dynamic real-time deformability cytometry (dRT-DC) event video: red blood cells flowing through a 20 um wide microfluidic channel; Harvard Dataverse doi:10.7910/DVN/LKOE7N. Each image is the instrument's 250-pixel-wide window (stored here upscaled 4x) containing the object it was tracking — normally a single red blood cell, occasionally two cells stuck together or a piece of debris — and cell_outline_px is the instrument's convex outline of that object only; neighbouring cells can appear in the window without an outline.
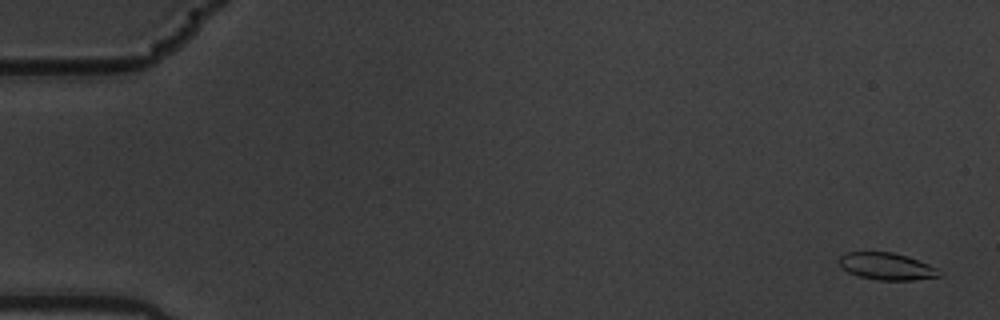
{"species": "common noctule bat (a hibernating species)", "species_latin": "Nyctalus noctula", "temperature_condition": "warm", "stored_images_in_passage": 10, "camera_frame_rate_fps": 3000, "um_per_image_px": 0.085, "animal": {"sex": "male", "body_mass_g": 19.5, "forearm_length_mm": 54.6}, "frame": {"image": 1, "passage_image": 1, "time_ms": 0.0, "image_size_px": [1000, 320], "cell_outline_px": [[940, 276], [912, 280], [880, 280], [860, 276], [848, 272], [840, 264], [840, 256], [844, 252], [892, 252], [908, 256], [928, 264], [936, 268], [940, 272]], "centroid_in_image_um": [75.37, 22.63], "position_along_channel_um": 9.6, "area_um2": 15.55}}
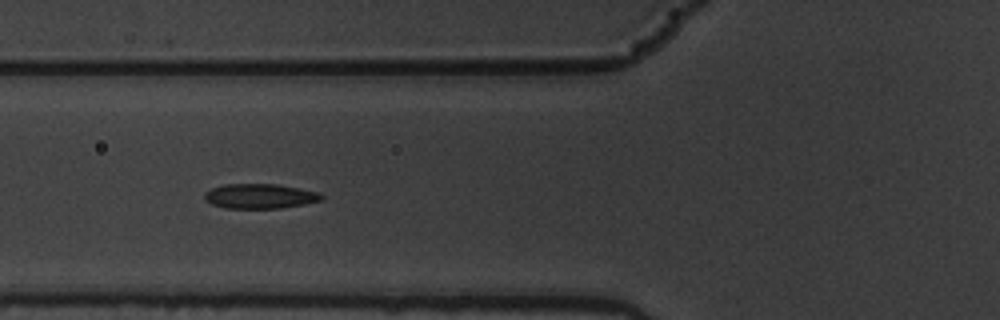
{"frame": {"image": 2, "passage_image": 7, "time_ms": 2.0, "image_size_px": [1000, 320], "cell_outline_px": [[324, 200], [304, 204], [280, 208], [224, 208], [212, 204], [204, 200], [204, 192], [212, 188], [224, 184], [276, 184], [300, 188], [320, 192], [324, 196]], "centroid_in_image_um": [22.11, 16.67], "position_along_channel_um": 103.7, "area_um2": 17.05}}
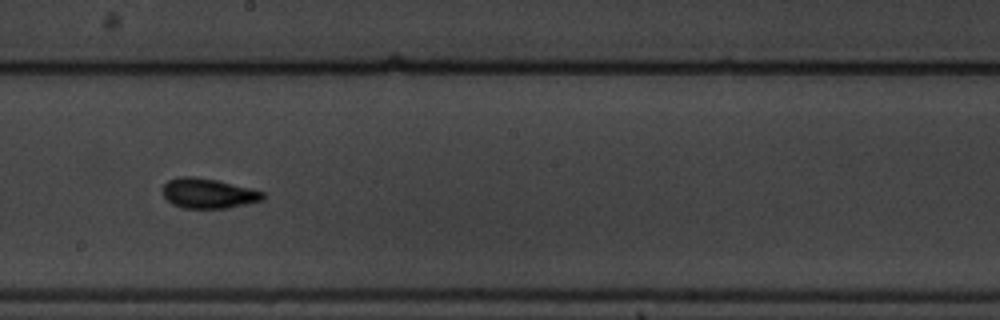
{"frame": {"image": 3, "passage_image": 10, "time_ms": 3.0, "image_size_px": [1000, 320], "cell_outline_px": [[264, 200], [224, 208], [184, 208], [172, 204], [164, 196], [164, 184], [168, 180], [180, 176], [192, 176], [216, 180], [252, 188], [264, 192]], "centroid_in_image_um": [17.71, 16.43], "position_along_channel_um": 230.5, "area_um2": 17.34}}